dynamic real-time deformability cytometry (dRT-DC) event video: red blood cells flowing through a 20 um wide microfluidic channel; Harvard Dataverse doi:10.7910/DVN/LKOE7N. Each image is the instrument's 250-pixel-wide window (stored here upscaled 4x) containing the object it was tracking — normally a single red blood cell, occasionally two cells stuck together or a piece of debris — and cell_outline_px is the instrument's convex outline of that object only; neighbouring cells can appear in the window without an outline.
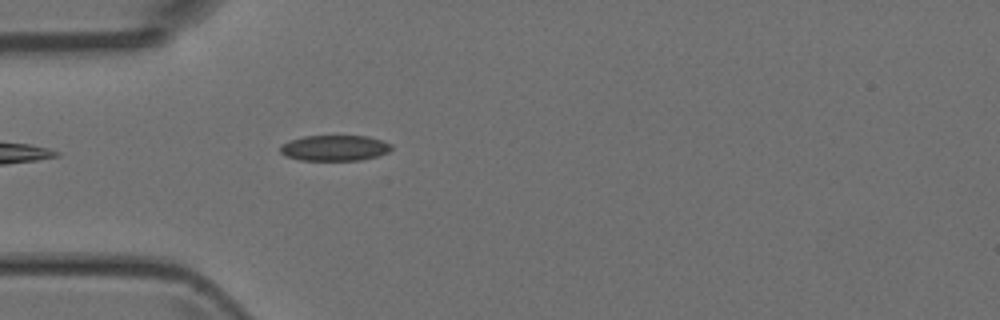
{"species": "Egyptian fruit bat (a non-hibernating species)", "species_latin": "Rousettus aegyptiacus", "temperature_condition": "room temperature", "stored_images_in_passage": 1, "camera_frame_rate_fps": 3000, "um_per_image_px": 0.085, "animal": {"sex": "female"}, "frame": {"image": 1, "passage_image": 1, "time_ms": 0.0, "image_size_px": [1000, 320], "cell_outline_px": [[392, 148], [388, 152], [376, 156], [360, 160], [300, 160], [284, 156], [280, 152], [280, 148], [288, 140], [304, 136], [368, 136], [392, 144]], "centroid_in_image_um": [28.42, 12.58], "position_along_channel_um": 56.6, "area_um2": 16.59}}